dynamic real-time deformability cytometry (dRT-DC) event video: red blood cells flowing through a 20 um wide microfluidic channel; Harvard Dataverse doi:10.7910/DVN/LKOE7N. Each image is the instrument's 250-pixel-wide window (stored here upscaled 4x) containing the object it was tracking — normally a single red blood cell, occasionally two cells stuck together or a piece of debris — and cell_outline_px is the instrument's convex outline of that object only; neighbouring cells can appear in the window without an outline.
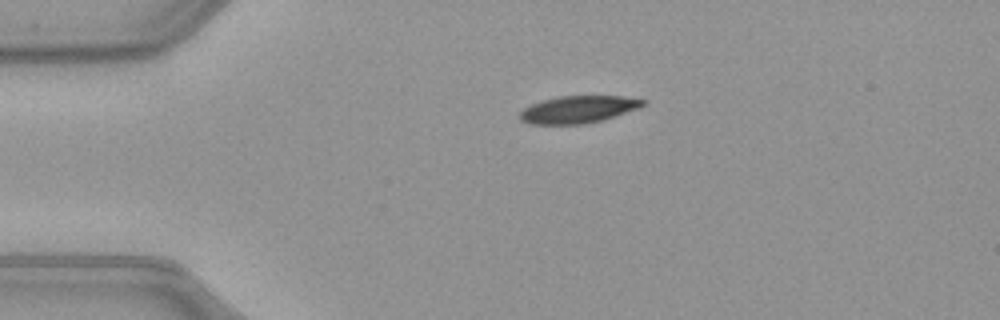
{"species": "common noctule bat (a hibernating species)", "species_latin": "Nyctalus noctula", "temperature_condition": "warm", "stored_images_in_passage": 41, "camera_frame_rate_fps": 3000, "um_per_image_px": 0.085, "animal": {"sex": "female", "body_mass_g": 21.9}, "frame": {"image": 1, "passage_image": 1, "time_ms": 0.0, "image_size_px": [1000, 320], "cell_outline_px": [[648, 100], [640, 108], [604, 120], [584, 124], [532, 124], [520, 120], [520, 112], [524, 108], [532, 104], [544, 100], [560, 96], [620, 96]], "centroid_in_image_um": [49.19, 9.3], "position_along_channel_um": 35.8, "area_um2": 19.54}}
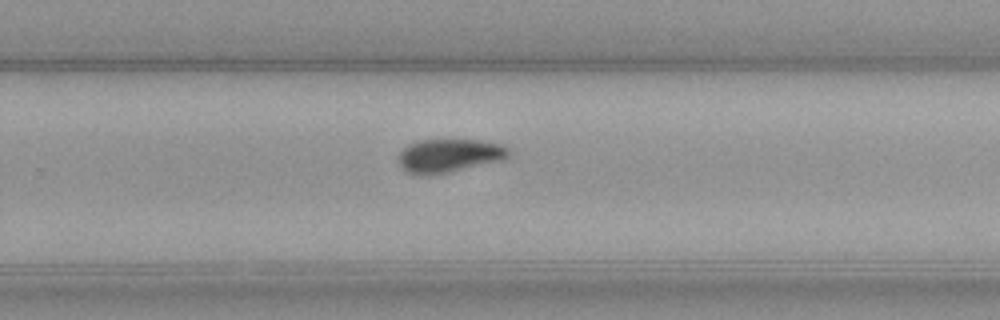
{"frame": {"image": 2, "passage_image": 23, "time_ms": 7.333, "image_size_px": [1000, 320], "cell_outline_px": [[512, 152], [504, 160], [448, 172], [428, 176], [420, 176], [408, 172], [400, 164], [400, 152], [408, 144], [420, 140], [480, 140], [500, 144], [512, 148]], "centroid_in_image_um": [38.24, 13.23], "position_along_channel_um": 291.6, "area_um2": 21.56}}
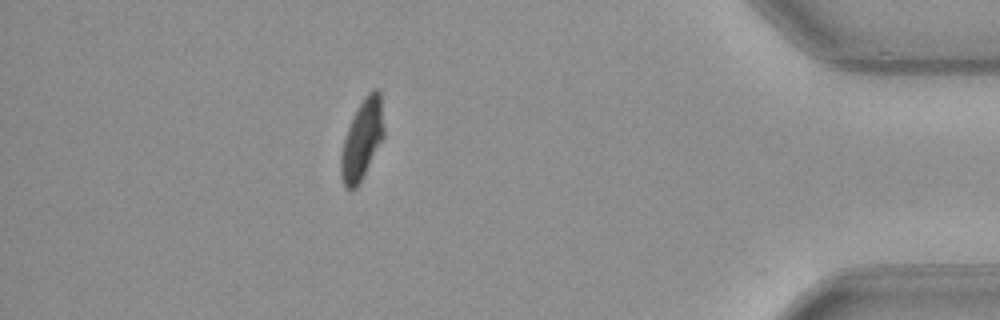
{"frame": {"image": 3, "passage_image": 35, "time_ms": 11.333, "image_size_px": [1000, 320], "cell_outline_px": [[384, 136], [356, 188], [348, 188], [344, 184], [340, 176], [340, 156], [344, 140], [348, 128], [364, 96], [372, 88], [376, 88], [380, 92], [384, 128]], "centroid_in_image_um": [30.78, 11.83], "position_along_channel_um": 404.4, "area_um2": 19.48}, "authors_computed_cell_mechanics": {"area_um2": 21.3282, "velocity_mm_per_s": 4.0204, "shape_relaxation_time_tau1_ms": 5.807, "shape_relaxation_time_tau2_ms": null, "deformation_change_tau1": 0.1734, "deformation_change_tau2": null}}